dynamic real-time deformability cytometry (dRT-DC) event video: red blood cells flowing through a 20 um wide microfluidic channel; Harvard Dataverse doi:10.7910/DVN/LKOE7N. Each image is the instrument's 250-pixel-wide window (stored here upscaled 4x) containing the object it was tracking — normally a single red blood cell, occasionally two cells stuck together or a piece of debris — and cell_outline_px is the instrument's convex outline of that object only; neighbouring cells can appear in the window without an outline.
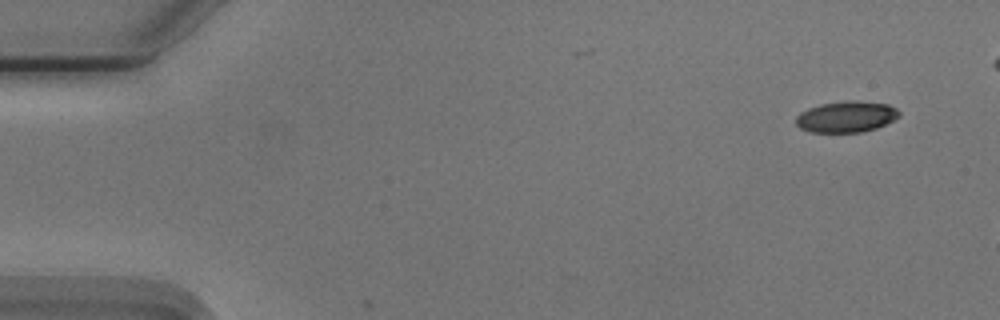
{"species": "Egyptian fruit bat (a non-hibernating species)", "species_latin": "Rousettus aegyptiacus", "temperature_condition": "cold", "stored_images_in_passage": 3, "camera_frame_rate_fps": 3000, "um_per_image_px": 0.085, "animal": {"sex": "male"}, "frame": {"image": 1, "passage_image": 1, "time_ms": 0.0, "image_size_px": [1000, 320], "cell_outline_px": [[900, 116], [876, 128], [860, 132], [812, 132], [800, 128], [796, 124], [796, 116], [800, 112], [808, 108], [820, 104], [848, 100], [856, 100], [888, 104], [896, 108], [900, 112]], "centroid_in_image_um": [71.92, 9.91], "position_along_channel_um": 13.1, "area_um2": 18.73}}